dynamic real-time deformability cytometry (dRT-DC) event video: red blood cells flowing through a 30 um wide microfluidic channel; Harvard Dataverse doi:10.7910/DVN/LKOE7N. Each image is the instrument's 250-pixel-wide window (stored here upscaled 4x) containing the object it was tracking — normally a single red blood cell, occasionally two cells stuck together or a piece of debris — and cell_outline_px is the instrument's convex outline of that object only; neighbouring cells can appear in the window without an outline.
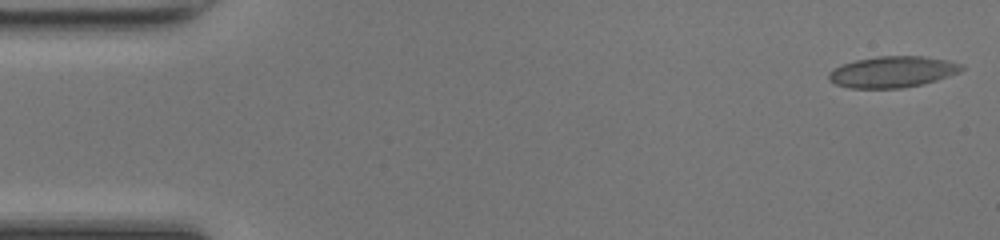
{"species": "common noctule bat (a hibernating species)", "species_latin": "Nyctalus noctula", "temperature_condition": "room temperature", "stored_images_in_passage": 48, "camera_frame_rate_fps": 3000, "um_per_image_px": 0.085, "animal": {"sex": "female", "body_mass_g": 17.0, "forearm_length_mm": 48.0}, "frame": {"image": 1, "passage_image": 1, "time_ms": 0.0, "image_size_px": [1000, 240], "cell_outline_px": [[964, 68], [960, 72], [936, 80], [920, 84], [900, 88], [848, 88], [836, 84], [828, 80], [828, 72], [844, 64], [856, 60], [876, 56], [924, 56], [964, 64]], "centroid_in_image_um": [75.86, 6.1], "position_along_channel_um": 9.1, "area_um2": 23.99}}
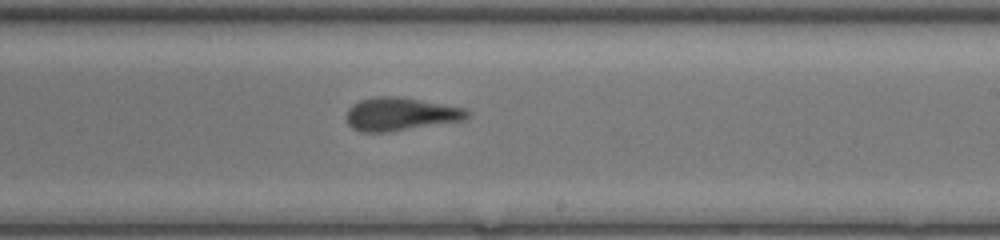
{"frame": {"image": 2, "passage_image": 28, "time_ms": 9.0, "image_size_px": [1000, 240], "cell_outline_px": [[472, 112], [464, 120], [388, 132], [364, 132], [352, 128], [348, 124], [348, 108], [352, 104], [360, 100], [376, 96], [400, 96], [468, 108]], "centroid_in_image_um": [34.09, 9.68], "position_along_channel_um": 254.9, "area_um2": 23.47}}
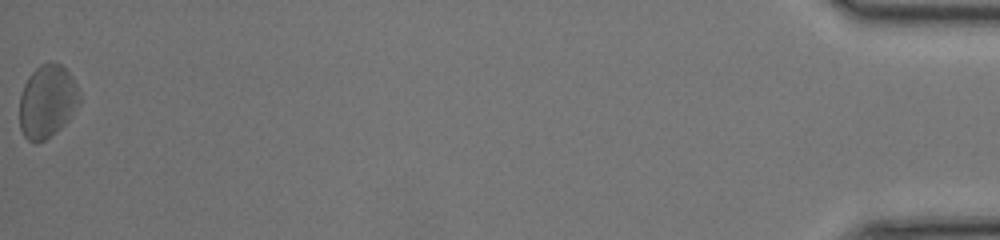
{"frame": {"image": 3, "passage_image": 48, "time_ms": 15.667, "image_size_px": [1000, 240], "cell_outline_px": [[80, 104], [68, 120], [56, 132], [44, 140], [36, 144], [28, 140], [24, 136], [20, 128], [20, 96], [24, 84], [28, 76], [40, 64], [60, 64], [72, 76], [80, 92]], "centroid_in_image_um": [4.02, 8.64], "position_along_channel_um": 431.2, "area_um2": 25.49}, "authors_computed_cell_mechanics": {"area_um2": 23.12, "velocity_mm_per_s": 4.2705, "shape_relaxation_time_tau1_ms": 4.7756, "shape_relaxation_time_tau2_ms": 1.405, "deformation_change_tau1": 0.1279, "deformation_change_tau2": 0.0922}}